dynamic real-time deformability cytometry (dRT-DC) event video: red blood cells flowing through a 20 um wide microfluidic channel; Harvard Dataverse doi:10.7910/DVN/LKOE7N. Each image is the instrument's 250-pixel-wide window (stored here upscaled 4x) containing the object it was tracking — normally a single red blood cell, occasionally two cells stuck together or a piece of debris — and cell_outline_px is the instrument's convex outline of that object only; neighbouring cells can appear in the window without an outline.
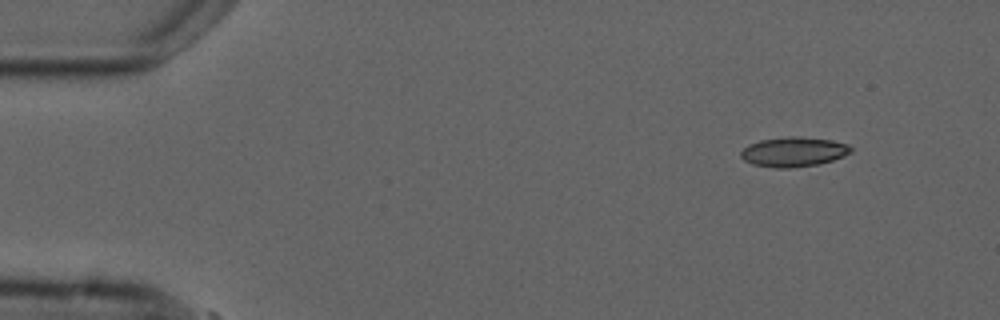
{"species": "common noctule bat (a hibernating species)", "species_latin": "Nyctalus noctula", "temperature_condition": "cold", "stored_images_in_passage": 2, "camera_frame_rate_fps": 3000, "um_per_image_px": 0.085, "animal": {"sex": "male", "forearm_length_mm": 52.5}, "frame": {"image": 1, "passage_image": 1, "time_ms": 0.0, "image_size_px": [1000, 320], "cell_outline_px": [[852, 152], [844, 156], [820, 164], [788, 168], [776, 168], [752, 164], [744, 160], [740, 156], [740, 152], [748, 144], [760, 140], [788, 136], [800, 136], [832, 140], [848, 144], [852, 148]], "centroid_in_image_um": [67.46, 12.9], "position_along_channel_um": 17.5, "area_um2": 19.19}}